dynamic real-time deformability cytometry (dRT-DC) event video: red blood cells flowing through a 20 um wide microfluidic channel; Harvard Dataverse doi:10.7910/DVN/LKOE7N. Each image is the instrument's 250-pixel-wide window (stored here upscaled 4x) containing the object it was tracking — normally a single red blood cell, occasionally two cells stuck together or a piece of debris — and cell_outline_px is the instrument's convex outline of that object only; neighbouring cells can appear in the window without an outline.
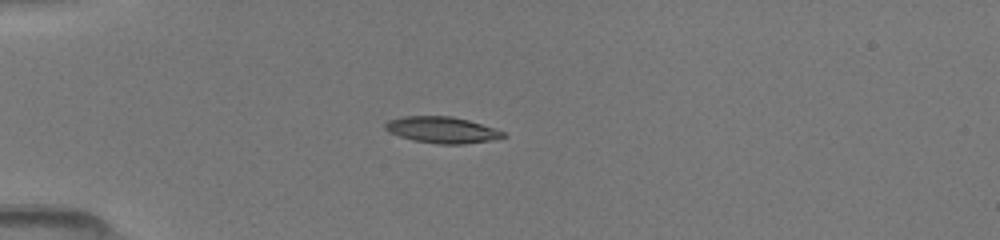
{"species": "common noctule bat (a hibernating species)", "species_latin": "Nyctalus noctula", "temperature_condition": "room temperature", "stored_images_in_passage": 23, "camera_frame_rate_fps": 3000, "um_per_image_px": 0.085, "animal": {"sex": "female", "body_mass_g": 19.5, "forearm_length_mm": 54.1}, "frame": {"image": 1, "passage_image": 1, "time_ms": 0.0, "image_size_px": [1000, 240], "cell_outline_px": [[508, 136], [492, 140], [464, 144], [440, 144], [412, 140], [388, 132], [384, 128], [384, 124], [388, 120], [404, 116], [452, 116], [468, 120], [504, 132]], "centroid_in_image_um": [37.54, 11.04], "position_along_channel_um": 47.5, "area_um2": 18.03}}
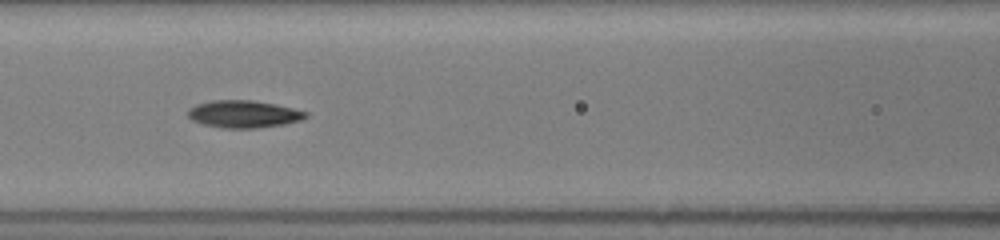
{"frame": {"image": 2, "passage_image": 16, "time_ms": 3.0, "image_size_px": [1000, 240], "cell_outline_px": [[308, 116], [300, 120], [284, 124], [256, 128], [224, 128], [204, 124], [192, 120], [188, 116], [188, 108], [196, 104], [212, 100], [252, 100], [276, 104], [308, 112]], "centroid_in_image_um": [20.7, 9.69], "position_along_channel_um": 145.9, "area_um2": 18.73}}
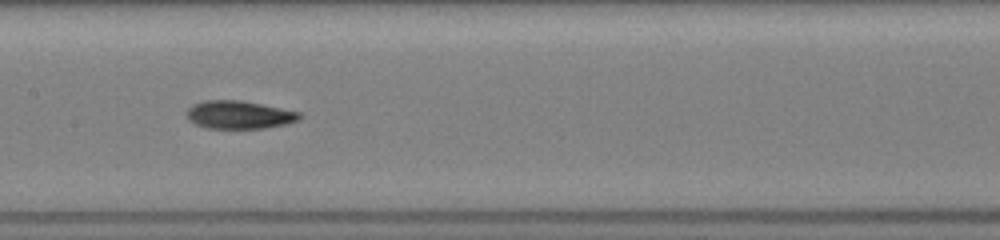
{"frame": {"image": 3, "passage_image": 22, "time_ms": 4.0, "image_size_px": [1000, 240], "cell_outline_px": [[304, 116], [300, 120], [284, 124], [264, 128], [208, 128], [196, 124], [188, 120], [184, 112], [192, 104], [204, 100], [240, 100], [300, 112]], "centroid_in_image_um": [20.29, 9.75], "position_along_channel_um": 187.1, "area_um2": 18.5}}